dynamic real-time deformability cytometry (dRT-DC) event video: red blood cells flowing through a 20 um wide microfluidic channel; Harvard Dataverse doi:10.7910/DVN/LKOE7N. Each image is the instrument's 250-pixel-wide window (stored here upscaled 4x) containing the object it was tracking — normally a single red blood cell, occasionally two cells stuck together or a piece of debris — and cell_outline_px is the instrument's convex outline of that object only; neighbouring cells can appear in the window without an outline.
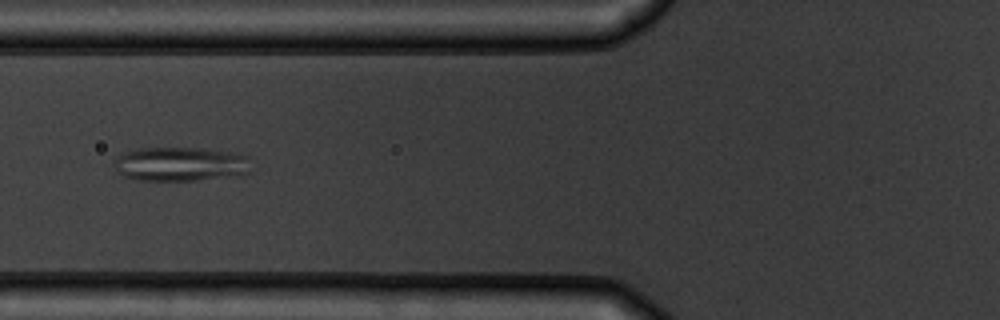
{"species": "common noctule bat (a hibernating species)", "species_latin": "Nyctalus noctula", "temperature_condition": "warm", "stored_images_in_passage": 10, "camera_frame_rate_fps": 3000, "um_per_image_px": 0.085, "animal": {"sex": "male", "body_mass_g": 19.5, "forearm_length_mm": 54.6}, "frame": {"image": 1, "passage_image": 6, "time_ms": 6.667, "image_size_px": [1000, 320], "cell_outline_px": [[248, 172], [240, 176], [196, 180], [140, 180], [124, 176], [116, 172], [112, 164], [112, 160], [124, 152], [136, 148], [196, 148], [224, 152], [248, 156]], "centroid_in_image_um": [15.25, 13.96], "position_along_channel_um": 110.6, "area_um2": 27.22}}